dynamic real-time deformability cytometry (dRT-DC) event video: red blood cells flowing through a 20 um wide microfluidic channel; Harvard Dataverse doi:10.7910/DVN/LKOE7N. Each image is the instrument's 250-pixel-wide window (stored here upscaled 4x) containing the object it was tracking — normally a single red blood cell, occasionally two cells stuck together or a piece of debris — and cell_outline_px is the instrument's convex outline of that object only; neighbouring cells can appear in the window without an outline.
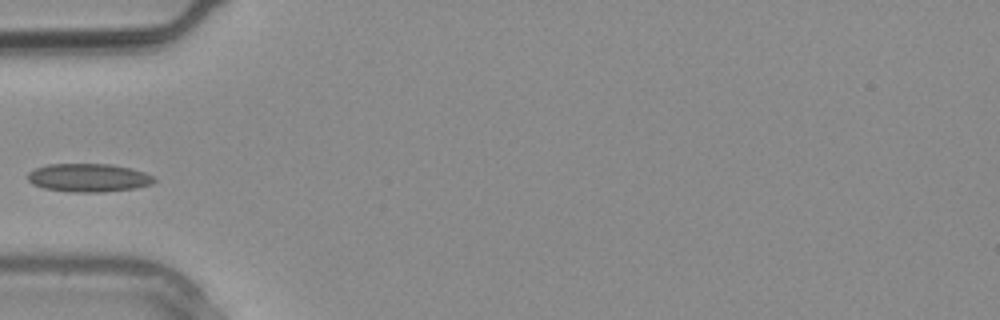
{"species": "common noctule bat (a hibernating species)", "species_latin": "Nyctalus noctula", "temperature_condition": "warm", "stored_images_in_passage": 2, "camera_frame_rate_fps": 3000, "um_per_image_px": 0.085, "animal": {"sex": "male", "body_mass_g": 20.4}, "frame": {"image": 1, "passage_image": 2, "time_ms": 0.333, "image_size_px": [1000, 320], "cell_outline_px": [[156, 180], [152, 184], [136, 188], [100, 192], [72, 192], [44, 188], [32, 184], [28, 180], [28, 172], [36, 168], [48, 164], [112, 164], [132, 168], [156, 176]], "centroid_in_image_um": [7.56, 15.1], "position_along_channel_um": 77.4, "area_um2": 20.98}}